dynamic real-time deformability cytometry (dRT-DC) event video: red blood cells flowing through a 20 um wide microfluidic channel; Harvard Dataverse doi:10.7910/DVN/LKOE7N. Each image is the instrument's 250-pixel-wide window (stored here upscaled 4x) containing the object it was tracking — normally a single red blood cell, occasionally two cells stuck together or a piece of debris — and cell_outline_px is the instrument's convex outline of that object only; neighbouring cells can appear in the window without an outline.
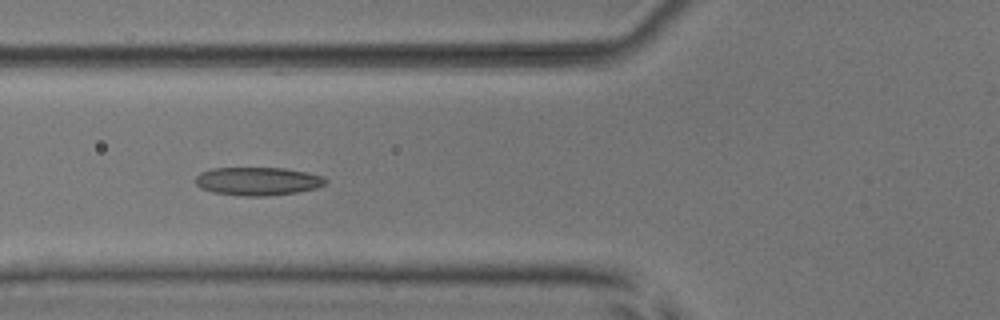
{"species": "common noctule bat (a hibernating species)", "species_latin": "Nyctalus noctula", "temperature_condition": "room temperature", "stored_images_in_passage": 7, "camera_frame_rate_fps": 3000, "um_per_image_px": 0.085, "animal": {"sex": "male", "body_mass_g": 17.9, "forearm_length_mm": 54.2}, "frame": {"image": 1, "passage_image": 5, "time_ms": 4.667, "image_size_px": [1000, 320], "cell_outline_px": [[328, 180], [324, 184], [316, 188], [296, 192], [264, 196], [244, 196], [212, 192], [200, 188], [196, 184], [196, 176], [200, 172], [212, 168], [284, 168], [308, 172], [324, 176]], "centroid_in_image_um": [21.91, 15.4], "position_along_channel_um": 103.9, "area_um2": 21.44}}
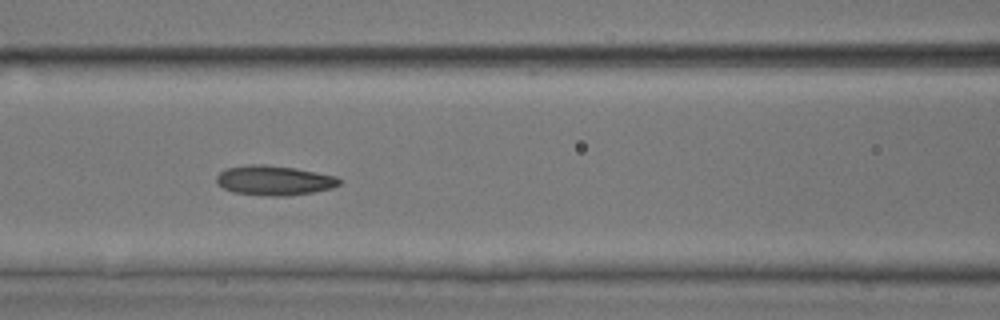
{"frame": {"image": 2, "passage_image": 6, "time_ms": 5.667, "image_size_px": [1000, 320], "cell_outline_px": [[340, 184], [332, 188], [312, 192], [288, 196], [264, 196], [232, 192], [216, 184], [216, 176], [220, 172], [228, 168], [252, 164], [264, 164], [292, 168], [336, 176], [340, 180]], "centroid_in_image_um": [23.27, 15.35], "position_along_channel_um": 143.3, "area_um2": 21.15}}